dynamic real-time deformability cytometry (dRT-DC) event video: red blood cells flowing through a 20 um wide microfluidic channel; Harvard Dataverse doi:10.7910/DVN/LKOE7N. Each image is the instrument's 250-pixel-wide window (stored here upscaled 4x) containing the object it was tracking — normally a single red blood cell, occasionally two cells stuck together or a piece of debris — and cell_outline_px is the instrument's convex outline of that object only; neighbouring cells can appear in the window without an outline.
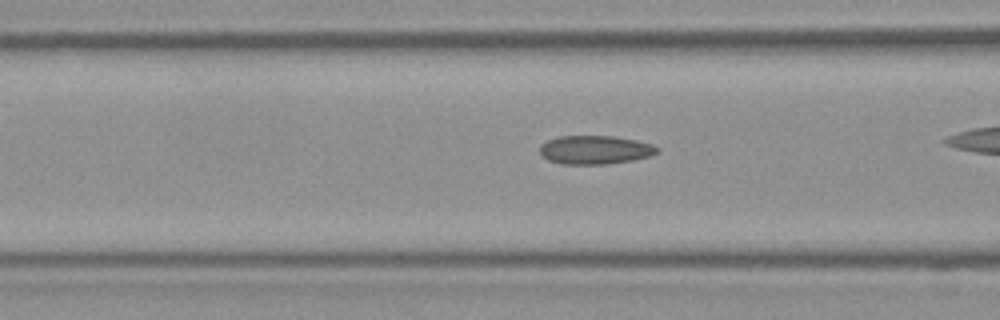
{"species": "Egyptian fruit bat (a non-hibernating species)", "species_latin": "Rousettus aegyptiacus", "temperature_condition": "room temperature", "stored_images_in_passage": 26, "camera_frame_rate_fps": 3000, "um_per_image_px": 0.085, "frame": {"image": 1, "passage_image": 8, "time_ms": 2.333, "image_size_px": [1000, 320], "cell_outline_px": [[660, 152], [652, 156], [632, 160], [608, 164], [560, 164], [548, 160], [540, 152], [540, 144], [548, 140], [560, 136], [612, 136], [636, 140], [652, 144], [660, 148]], "centroid_in_image_um": [50.62, 12.74], "position_along_channel_um": 116.0, "area_um2": 19.71}}
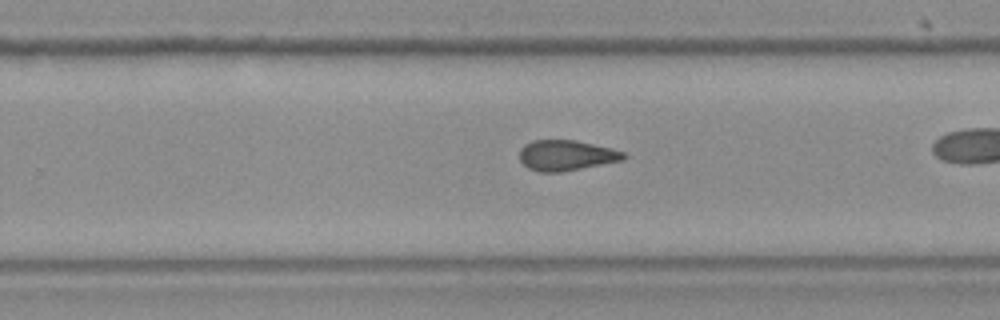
{"frame": {"image": 2, "passage_image": 19, "time_ms": 6.0, "image_size_px": [1000, 320], "cell_outline_px": [[628, 156], [624, 160], [560, 172], [540, 172], [528, 168], [520, 160], [520, 148], [524, 144], [532, 140], [576, 140], [612, 148], [624, 152]], "centroid_in_image_um": [48.14, 13.2], "position_along_channel_um": 281.7, "area_um2": 18.55}}
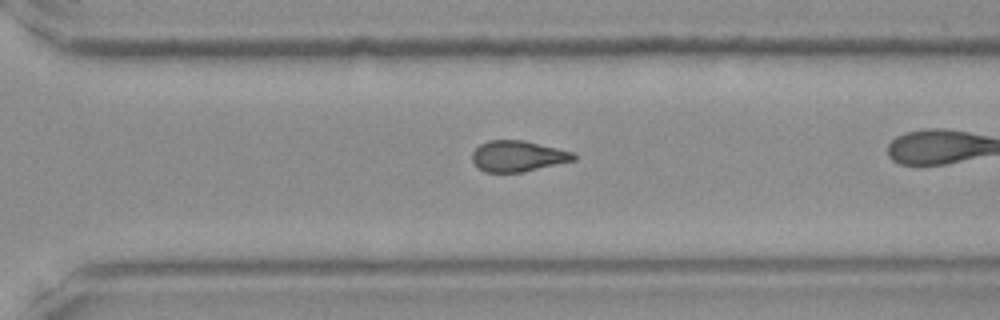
{"frame": {"image": 3, "passage_image": 22, "time_ms": 7.0, "image_size_px": [1000, 320], "cell_outline_px": [[576, 160], [520, 172], [484, 172], [476, 168], [472, 160], [472, 152], [480, 144], [488, 140], [524, 140], [576, 152]], "centroid_in_image_um": [44.01, 13.26], "position_along_channel_um": 326.6, "area_um2": 18.44}}